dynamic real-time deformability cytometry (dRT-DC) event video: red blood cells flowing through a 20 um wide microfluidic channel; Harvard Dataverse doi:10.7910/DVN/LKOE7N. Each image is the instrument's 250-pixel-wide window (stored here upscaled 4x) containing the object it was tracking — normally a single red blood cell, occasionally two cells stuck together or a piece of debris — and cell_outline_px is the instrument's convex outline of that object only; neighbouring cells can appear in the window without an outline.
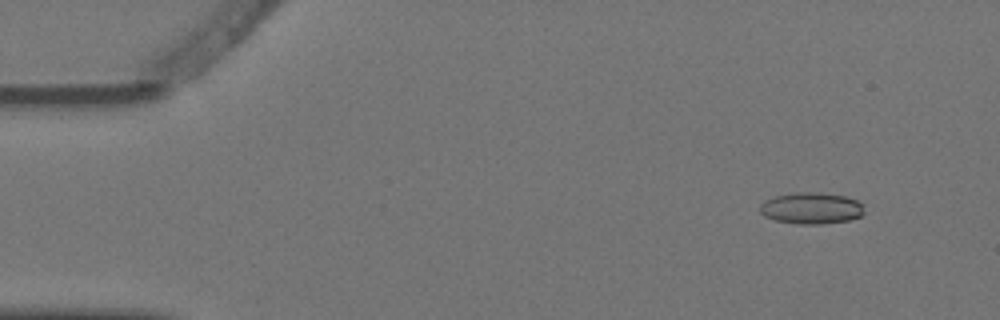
{"species": "Egyptian fruit bat (a non-hibernating species)", "species_latin": "Rousettus aegyptiacus", "temperature_condition": "warm", "stored_images_in_passage": 4, "camera_frame_rate_fps": 3000, "um_per_image_px": 0.085, "animal": {"sex": "female"}, "frame": {"image": 1, "passage_image": 1, "time_ms": 0.0, "image_size_px": [1000, 320], "cell_outline_px": [[864, 212], [860, 216], [848, 220], [820, 224], [796, 224], [776, 220], [764, 216], [760, 212], [760, 204], [764, 200], [776, 196], [796, 192], [816, 192], [844, 196], [856, 200], [864, 204]], "centroid_in_image_um": [68.96, 17.69], "position_along_channel_um": 16.0, "area_um2": 19.13}}
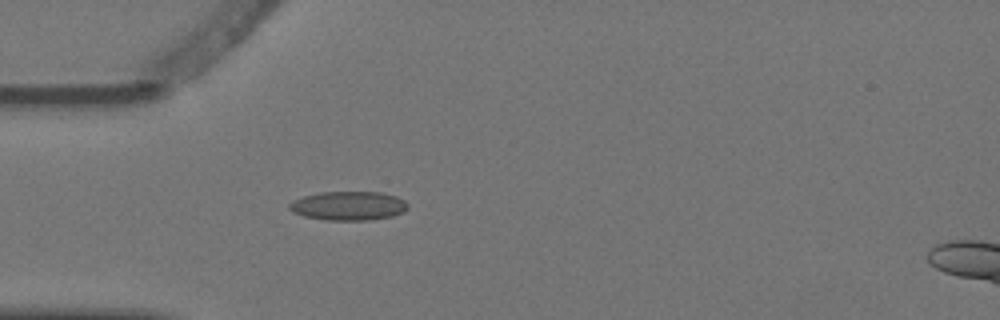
{"frame": {"image": 2, "passage_image": 4, "time_ms": 1.0, "image_size_px": [1000, 320], "cell_outline_px": [[408, 208], [404, 212], [392, 216], [368, 220], [328, 220], [304, 216], [292, 212], [288, 208], [288, 204], [304, 196], [320, 192], [380, 192], [396, 196], [404, 200], [408, 204]], "centroid_in_image_um": [29.64, 17.49], "position_along_channel_um": 55.4, "area_um2": 19.94}}